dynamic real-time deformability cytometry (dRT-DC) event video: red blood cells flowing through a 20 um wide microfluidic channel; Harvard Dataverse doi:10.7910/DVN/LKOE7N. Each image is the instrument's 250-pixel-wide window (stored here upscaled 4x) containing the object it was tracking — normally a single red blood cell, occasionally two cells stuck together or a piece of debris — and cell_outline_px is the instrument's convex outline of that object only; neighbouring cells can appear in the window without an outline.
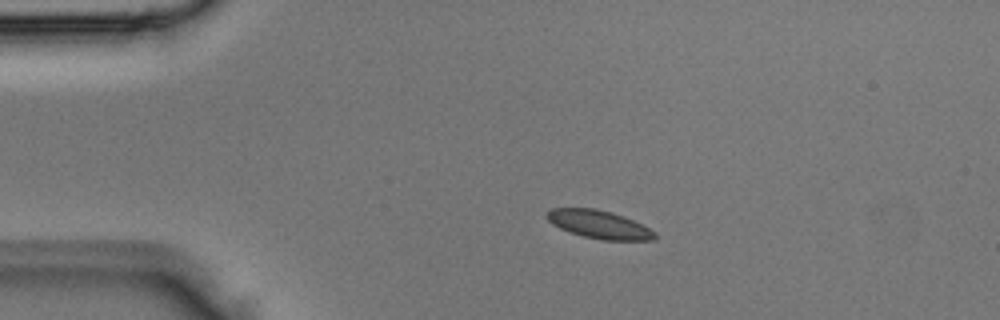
{"species": "Egyptian fruit bat (a non-hibernating species)", "species_latin": "Rousettus aegyptiacus", "temperature_condition": "room temperature", "stored_images_in_passage": 3, "camera_frame_rate_fps": 3000, "um_per_image_px": 0.085, "animal": {"sex": "male"}, "frame": {"image": 1, "passage_image": 2, "time_ms": 0.333, "image_size_px": [1000, 320], "cell_outline_px": [[656, 236], [652, 240], [604, 240], [584, 236], [560, 228], [552, 224], [548, 220], [548, 212], [552, 208], [596, 208], [612, 212], [624, 216], [656, 232]], "centroid_in_image_um": [50.94, 19.07], "position_along_channel_um": 34.1, "area_um2": 17.4}}